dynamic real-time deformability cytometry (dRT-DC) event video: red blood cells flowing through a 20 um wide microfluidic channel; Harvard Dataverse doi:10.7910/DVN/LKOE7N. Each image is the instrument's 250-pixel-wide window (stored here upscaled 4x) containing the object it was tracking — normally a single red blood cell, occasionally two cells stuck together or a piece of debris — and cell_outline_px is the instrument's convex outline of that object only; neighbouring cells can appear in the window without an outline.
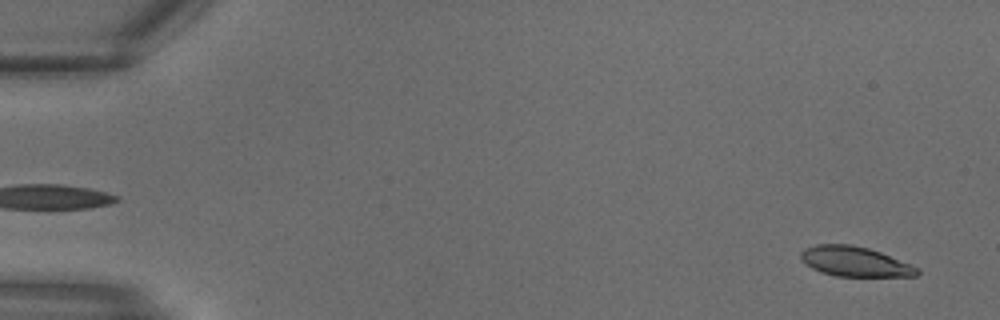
{"species": "common noctule bat (a hibernating species)", "species_latin": "Nyctalus noctula", "temperature_condition": "warm", "stored_images_in_passage": 18, "camera_frame_rate_fps": 3000, "um_per_image_px": 0.085, "animal": {"sex": "male", "body_mass_g": 18.8}, "frame": {"image": 1, "passage_image": 1, "time_ms": 0.0, "image_size_px": [1000, 320], "cell_outline_px": [[920, 272], [916, 276], [836, 276], [820, 272], [804, 264], [800, 260], [800, 252], [804, 248], [816, 244], [852, 244], [868, 248], [880, 252], [920, 268]], "centroid_in_image_um": [72.62, 22.23], "position_along_channel_um": 12.4, "area_um2": 20.4}}
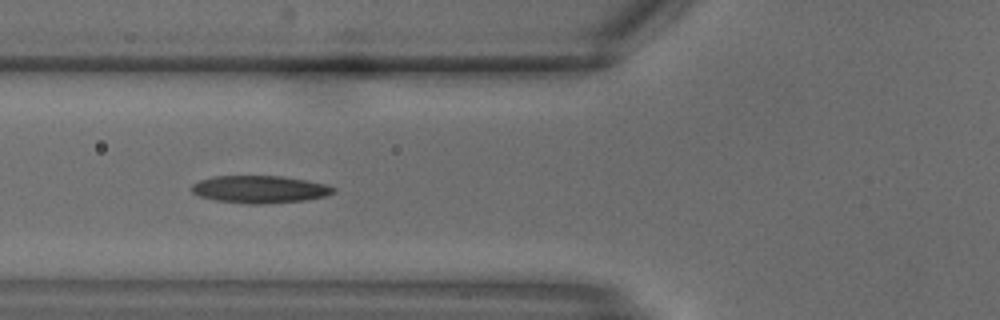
{"frame": {"image": 2, "passage_image": 11, "time_ms": 3.333, "image_size_px": [1000, 320], "cell_outline_px": [[336, 192], [324, 196], [304, 200], [260, 204], [248, 204], [216, 200], [200, 196], [192, 192], [192, 184], [200, 180], [212, 176], [280, 176], [328, 184], [336, 188]], "centroid_in_image_um": [22.09, 16.09], "position_along_channel_um": 103.7, "area_um2": 22.54}}
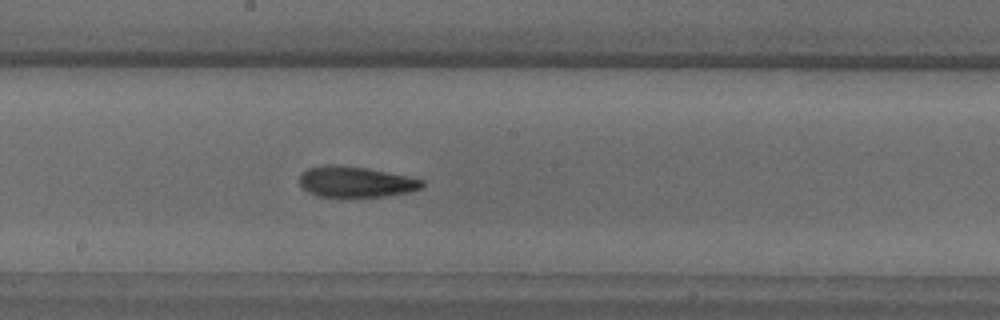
{"frame": {"image": 3, "passage_image": 16, "time_ms": 5.0, "image_size_px": [1000, 320], "cell_outline_px": [[424, 184], [420, 188], [408, 192], [384, 196], [320, 196], [308, 192], [300, 184], [300, 172], [308, 168], [324, 164], [332, 164], [368, 168], [408, 176], [424, 180]], "centroid_in_image_um": [30.21, 15.43], "position_along_channel_um": 218.0, "area_um2": 21.85}}